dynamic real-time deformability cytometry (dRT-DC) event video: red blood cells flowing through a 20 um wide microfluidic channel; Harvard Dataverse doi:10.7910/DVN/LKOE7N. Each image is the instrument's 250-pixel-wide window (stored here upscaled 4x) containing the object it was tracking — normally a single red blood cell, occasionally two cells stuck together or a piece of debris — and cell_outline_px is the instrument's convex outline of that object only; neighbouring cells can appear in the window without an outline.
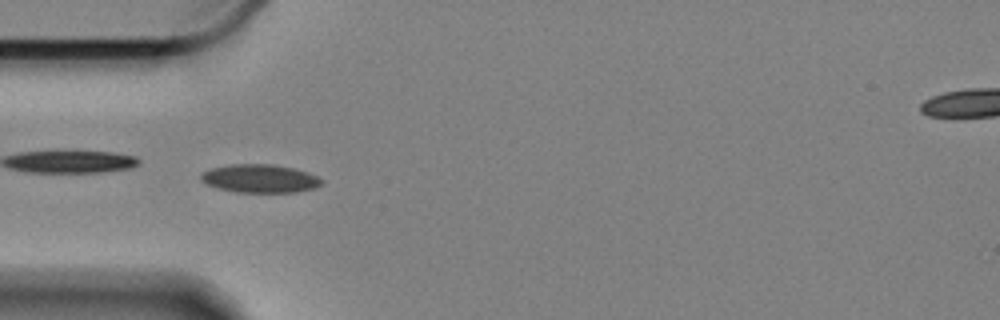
{"species": "Egyptian fruit bat (a non-hibernating species)", "species_latin": "Rousettus aegyptiacus", "temperature_condition": "cold", "stored_images_in_passage": 49, "camera_frame_rate_fps": 3000, "um_per_image_px": 0.085, "animal": {"sex": "female"}, "frame": {"image": 1, "passage_image": 7, "time_ms": 2.0, "image_size_px": [1000, 320], "cell_outline_px": [[324, 184], [316, 188], [296, 192], [236, 192], [216, 188], [204, 184], [200, 180], [200, 176], [204, 172], [212, 168], [232, 164], [272, 164], [292, 168], [308, 172], [324, 180]], "centroid_in_image_um": [22.11, 15.18], "position_along_channel_um": 62.9, "area_um2": 20.06}}
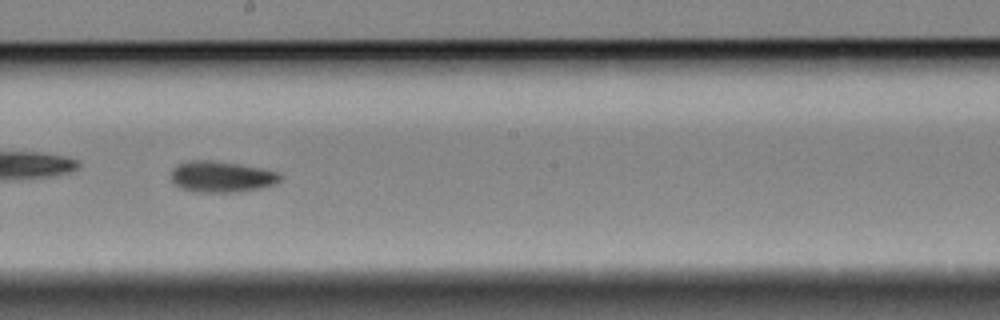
{"frame": {"image": 2, "passage_image": 22, "time_ms": 7.0, "image_size_px": [1000, 320], "cell_outline_px": [[284, 176], [276, 184], [260, 188], [236, 192], [192, 192], [180, 188], [172, 180], [172, 168], [176, 164], [192, 160], [212, 160], [260, 168], [280, 172]], "centroid_in_image_um": [18.84, 15.02], "position_along_channel_um": 229.4, "area_um2": 19.88}}
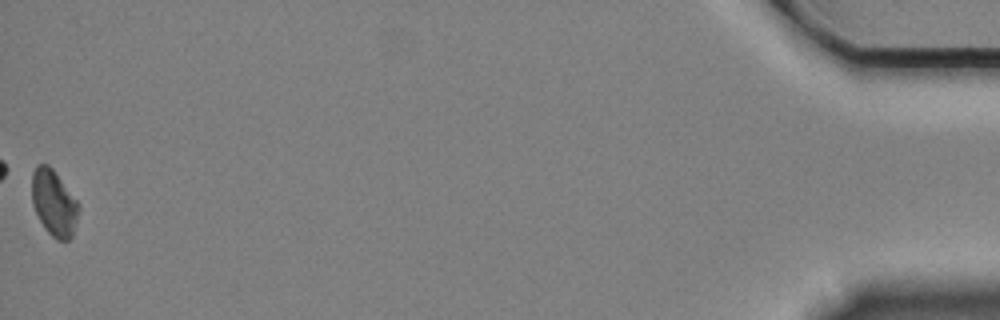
{"frame": {"image": 3, "passage_image": 49, "time_ms": 16.0, "image_size_px": [1000, 320], "cell_outline_px": [[80, 208], [72, 236], [68, 240], [56, 240], [44, 228], [32, 204], [32, 172], [36, 164], [48, 164], [52, 168], [80, 204]], "centroid_in_image_um": [4.58, 17.24], "position_along_channel_um": 430.6, "area_um2": 18.03}, "authors_computed_cell_mechanics": {"area_um2": 19.2474, "velocity_mm_per_s": 3.3281, "shape_relaxation_time_tau1_ms": 7.4049, "shape_relaxation_time_tau2_ms": null, "deformation_change_tau1": 0.0899, "deformation_change_tau2": null}}